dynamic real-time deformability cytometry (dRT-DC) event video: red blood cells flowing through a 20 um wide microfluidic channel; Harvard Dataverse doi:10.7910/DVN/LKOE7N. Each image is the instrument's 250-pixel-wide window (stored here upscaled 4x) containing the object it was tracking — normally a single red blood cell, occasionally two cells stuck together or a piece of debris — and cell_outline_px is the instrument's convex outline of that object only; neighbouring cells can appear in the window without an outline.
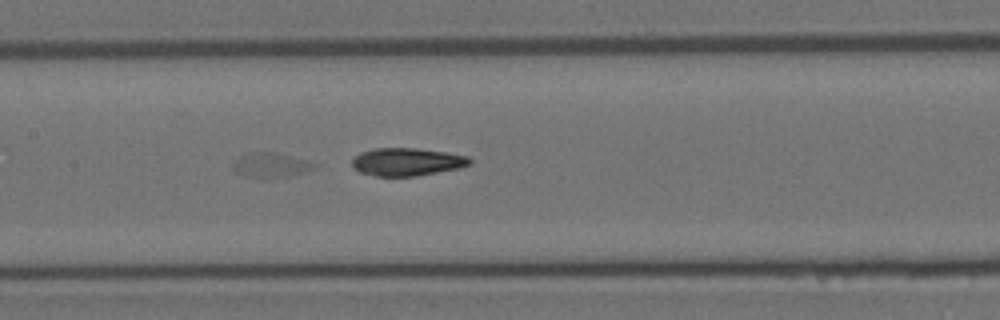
{"species": "Egyptian fruit bat (a non-hibernating species)", "species_latin": "Rousettus aegyptiacus", "temperature_condition": "room temperature", "stored_images_in_passage": 52, "segment_of_instrument_passage": [2, 2], "camera_frame_rate_fps": 3000, "um_per_image_px": 0.085, "animal": {"sex": "female"}, "frame": {"image": 1, "passage_image": 25, "time_ms": 8.0, "image_size_px": [1000, 320], "cell_outline_px": [[320, 164], [312, 168], [300, 172], [284, 176], [264, 180], [244, 176], [236, 172], [232, 168], [236, 160], [240, 156], [260, 152], [276, 152]], "centroid_in_image_um": [22.98, 14.06], "position_along_channel_um": 184.4, "area_um2": 11.5}}
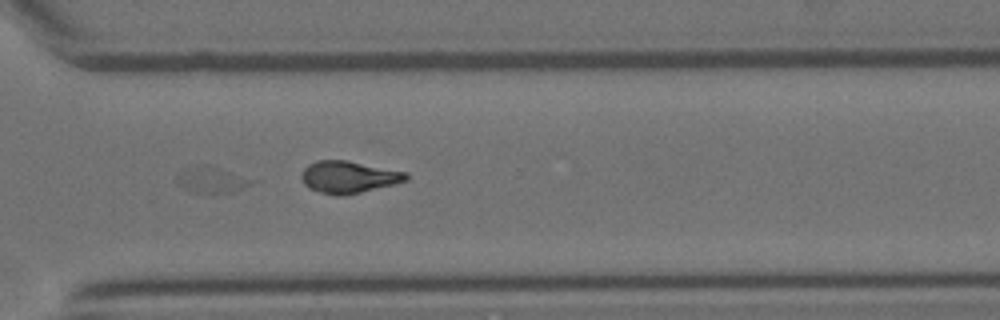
{"frame": {"image": 2, "passage_image": 38, "time_ms": 12.333, "image_size_px": [1000, 320], "cell_outline_px": [[260, 180], [232, 192], [212, 196], [196, 192], [184, 188], [180, 184], [180, 180], [184, 172], [188, 168], [196, 164], [208, 164]], "centroid_in_image_um": [18.15, 15.31], "position_along_channel_um": 352.4, "area_um2": 11.5}}
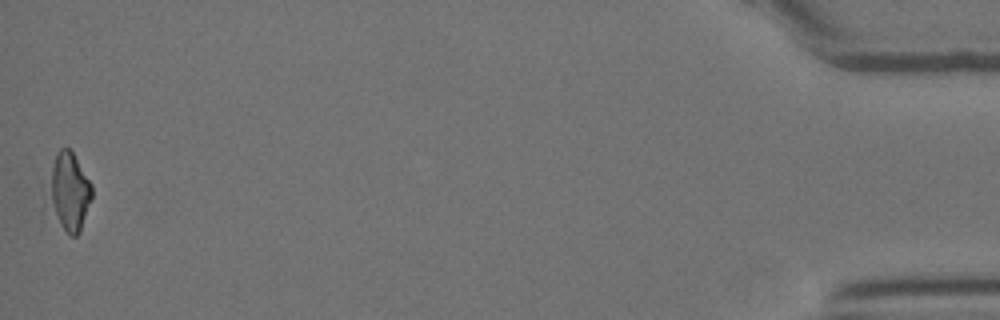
{"frame": {"image": 3, "passage_image": 52, "time_ms": 17.0, "image_size_px": [1000, 320], "cell_outline_px": [[92, 196], [80, 232], [76, 236], [68, 236], [40, 220], [40, 208], [56, 152], [60, 148], [68, 148], [72, 152], [92, 184]], "centroid_in_image_um": [5.63, 16.55], "position_along_channel_um": 429.6, "area_um2": 22.77}}